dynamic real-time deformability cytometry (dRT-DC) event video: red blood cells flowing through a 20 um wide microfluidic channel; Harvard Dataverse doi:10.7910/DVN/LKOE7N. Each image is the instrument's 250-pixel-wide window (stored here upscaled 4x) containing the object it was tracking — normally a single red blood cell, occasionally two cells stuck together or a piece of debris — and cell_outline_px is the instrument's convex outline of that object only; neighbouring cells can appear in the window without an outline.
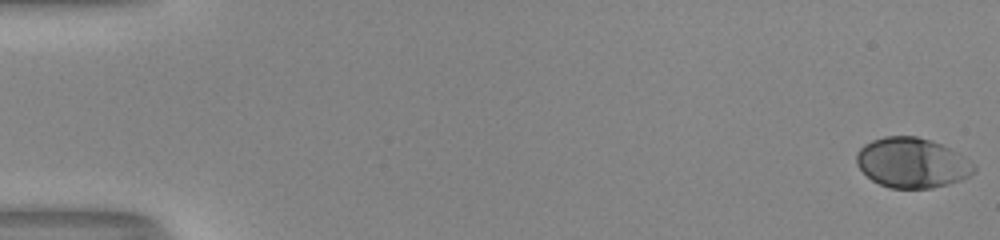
{"species": "human", "species_latin": "Homo sapiens", "temperature_condition": "room temperature", "stored_images_in_passage": 53, "camera_frame_rate_fps": 3000, "um_per_image_px": 0.085, "donor": {"sex": "male"}, "frame": {"image": 1, "passage_image": 1, "time_ms": 0.0, "image_size_px": [1000, 240], "cell_outline_px": [[976, 172], [960, 180], [948, 184], [932, 188], [888, 188], [872, 180], [856, 164], [856, 152], [864, 144], [872, 140], [884, 136], [916, 136], [940, 144], [964, 156], [976, 164]], "centroid_in_image_um": [77.52, 13.84], "position_along_channel_um": 7.5, "area_um2": 34.22}}
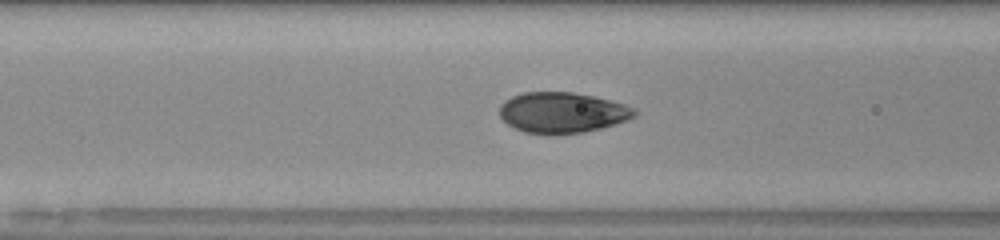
{"frame": {"image": 2, "passage_image": 23, "time_ms": 7.333, "image_size_px": [1000, 240], "cell_outline_px": [[636, 116], [628, 120], [616, 124], [584, 132], [552, 136], [548, 136], [524, 132], [508, 124], [500, 116], [500, 104], [504, 100], [512, 96], [524, 92], [572, 92], [596, 96], [624, 104], [632, 108], [636, 112]], "centroid_in_image_um": [47.78, 9.58], "position_along_channel_um": 118.8, "area_um2": 32.37}}
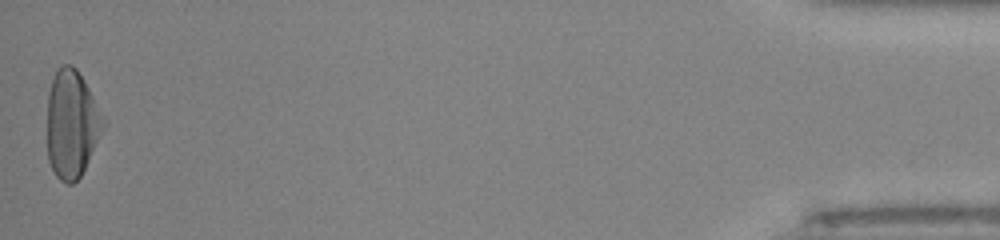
{"frame": {"image": 3, "passage_image": 53, "time_ms": 17.333, "image_size_px": [1000, 240], "cell_outline_px": [[104, 128], [80, 176], [72, 184], [68, 184], [60, 180], [56, 176], [48, 160], [48, 92], [56, 68], [60, 64], [72, 64], [76, 68], [84, 80], [104, 116]], "centroid_in_image_um": [6.09, 10.5], "position_along_channel_um": 429.1, "area_um2": 35.03}, "authors_computed_cell_mechanics": {"area_um2": 33.1194, "velocity_mm_per_s": 4.0429, "shape_relaxation_time_tau1_ms": 3.9041, "shape_relaxation_time_tau2_ms": null, "deformation_change_tau1": 0.1778, "deformation_change_tau2": null}}